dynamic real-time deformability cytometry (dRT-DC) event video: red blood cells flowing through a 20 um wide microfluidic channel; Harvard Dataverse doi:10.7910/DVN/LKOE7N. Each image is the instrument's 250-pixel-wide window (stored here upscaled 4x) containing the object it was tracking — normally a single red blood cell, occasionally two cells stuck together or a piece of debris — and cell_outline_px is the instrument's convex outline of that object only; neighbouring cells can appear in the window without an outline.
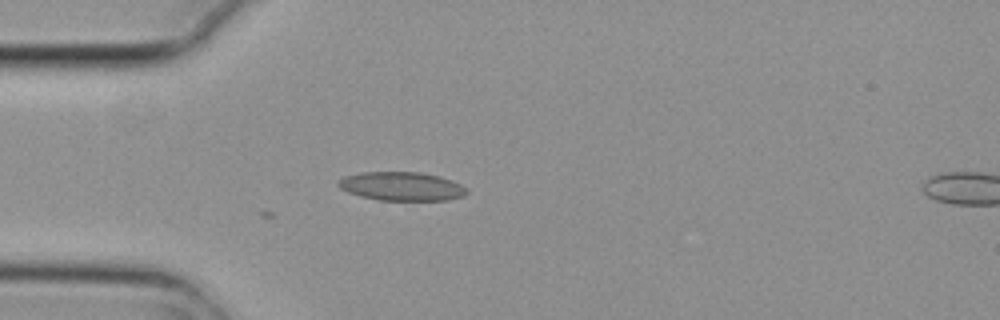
{"species": "common noctule bat (a hibernating species)", "species_latin": "Nyctalus noctula", "temperature_condition": "cold", "stored_images_in_passage": 4, "camera_frame_rate_fps": 3000, "um_per_image_px": 0.085, "animal": {"sex": "female", "body_mass_g": 29.2, "forearm_length_mm": 56.3}, "frame": {"image": 1, "passage_image": 3, "time_ms": 0.667, "image_size_px": [1000, 320], "cell_outline_px": [[468, 192], [464, 196], [448, 200], [380, 200], [360, 196], [348, 192], [340, 188], [336, 184], [344, 176], [360, 172], [420, 172], [440, 176], [452, 180], [468, 188]], "centroid_in_image_um": [34.16, 15.83], "position_along_channel_um": 50.8, "area_um2": 21.62}}